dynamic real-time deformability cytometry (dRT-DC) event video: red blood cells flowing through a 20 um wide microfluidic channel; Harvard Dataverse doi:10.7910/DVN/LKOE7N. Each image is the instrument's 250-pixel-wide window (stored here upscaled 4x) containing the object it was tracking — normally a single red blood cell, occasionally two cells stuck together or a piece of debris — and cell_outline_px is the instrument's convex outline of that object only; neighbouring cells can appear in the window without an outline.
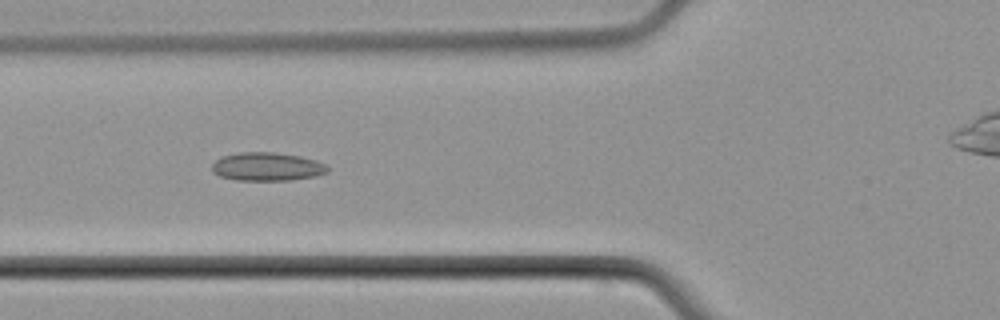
{"species": "common noctule bat (a hibernating species)", "species_latin": "Nyctalus noctula", "temperature_condition": "cold", "stored_images_in_passage": 8, "camera_frame_rate_fps": 3000, "um_per_image_px": 0.085, "animal": {"sex": "male", "body_mass_g": 21.5, "forearm_length_mm": 52.0}, "frame": {"image": 1, "passage_image": 5, "time_ms": 4.667, "image_size_px": [1000, 320], "cell_outline_px": [[328, 172], [316, 176], [288, 180], [236, 180], [220, 176], [212, 172], [212, 164], [216, 160], [224, 156], [240, 152], [272, 152], [300, 156], [316, 160], [324, 164], [328, 168]], "centroid_in_image_um": [22.7, 14.17], "position_along_channel_um": 103.1, "area_um2": 19.02}}
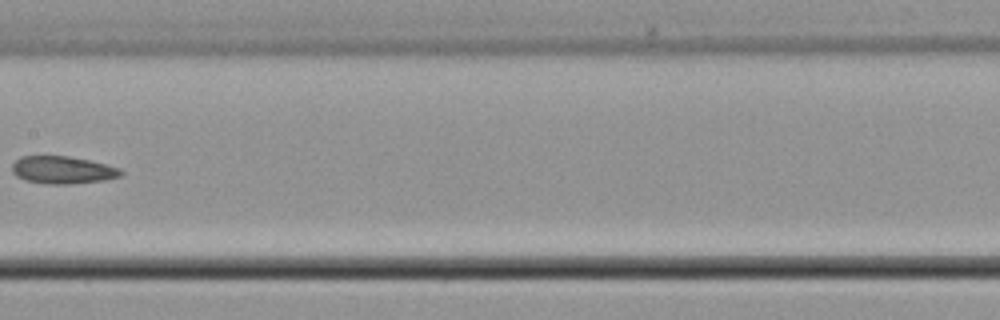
{"frame": {"image": 2, "passage_image": 7, "time_ms": 7.333, "image_size_px": [1000, 320], "cell_outline_px": [[124, 172], [120, 176], [104, 180], [72, 184], [44, 184], [24, 180], [16, 176], [12, 172], [12, 164], [20, 156], [68, 156], [88, 160], [120, 168]], "centroid_in_image_um": [5.29, 14.45], "position_along_channel_um": 202.1, "area_um2": 17.51}}
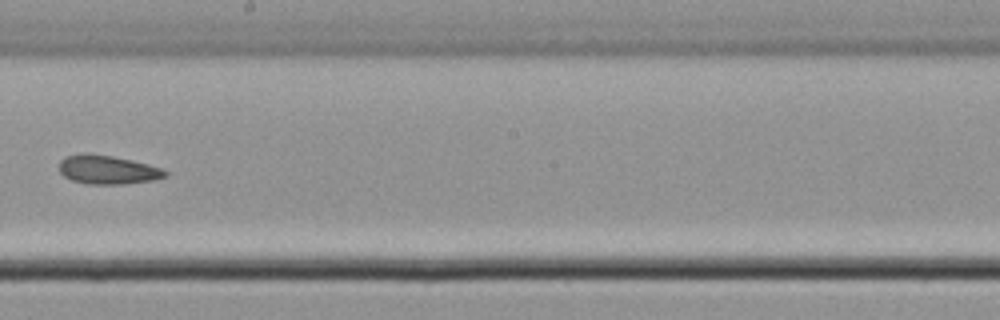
{"frame": {"image": 3, "passage_image": 8, "time_ms": 8.333, "image_size_px": [1000, 320], "cell_outline_px": [[168, 176], [156, 180], [124, 184], [88, 184], [72, 180], [64, 176], [60, 172], [60, 160], [64, 156], [84, 152], [88, 152], [112, 156], [132, 160], [148, 164], [160, 168], [168, 172]], "centroid_in_image_um": [9.15, 14.42], "position_along_channel_um": 239.1, "area_um2": 18.03}}